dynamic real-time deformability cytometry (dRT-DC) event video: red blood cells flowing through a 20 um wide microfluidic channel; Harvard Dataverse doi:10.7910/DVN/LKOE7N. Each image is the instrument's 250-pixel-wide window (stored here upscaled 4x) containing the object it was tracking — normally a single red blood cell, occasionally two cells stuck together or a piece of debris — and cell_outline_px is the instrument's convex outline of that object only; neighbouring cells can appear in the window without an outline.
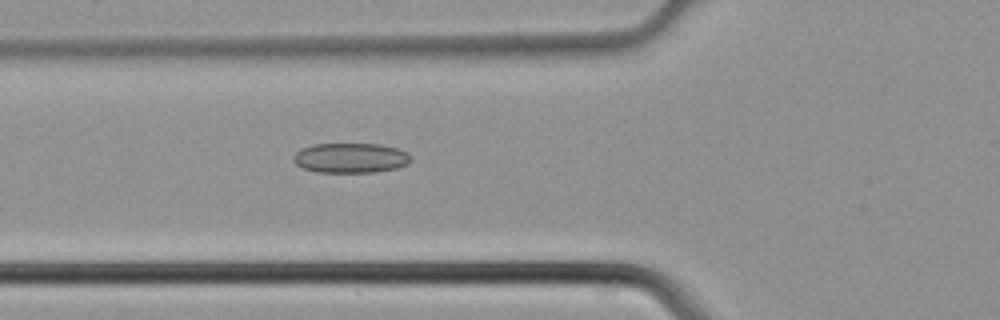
{"species": "common noctule bat (a hibernating species)", "species_latin": "Nyctalus noctula", "temperature_condition": "cold", "stored_images_in_passage": 44, "camera_frame_rate_fps": 3000, "um_per_image_px": 0.085, "animal": {"sex": "male", "body_mass_g": 21.5, "forearm_length_mm": 52.0}, "frame": {"image": 1, "passage_image": 16, "time_ms": 5.0, "image_size_px": [1000, 320], "cell_outline_px": [[412, 160], [408, 164], [396, 168], [372, 172], [316, 172], [304, 168], [296, 164], [292, 160], [292, 156], [300, 148], [312, 144], [380, 144], [396, 148], [408, 152], [412, 156]], "centroid_in_image_um": [29.79, 13.42], "position_along_channel_um": 96.0, "area_um2": 20.63}}
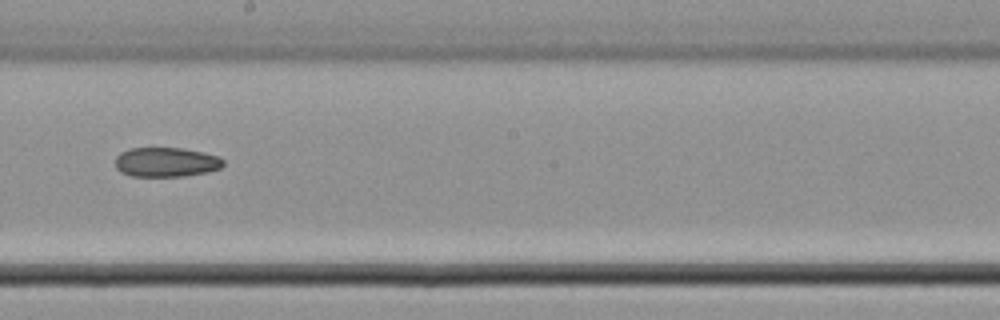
{"frame": {"image": 2, "passage_image": 25, "time_ms": 8.0, "image_size_px": [1000, 320], "cell_outline_px": [[224, 164], [220, 168], [208, 172], [184, 176], [132, 176], [120, 172], [116, 168], [116, 156], [120, 152], [128, 148], [180, 148], [204, 152], [216, 156], [224, 160]], "centroid_in_image_um": [14.1, 13.78], "position_along_channel_um": 234.1, "area_um2": 18.61}}
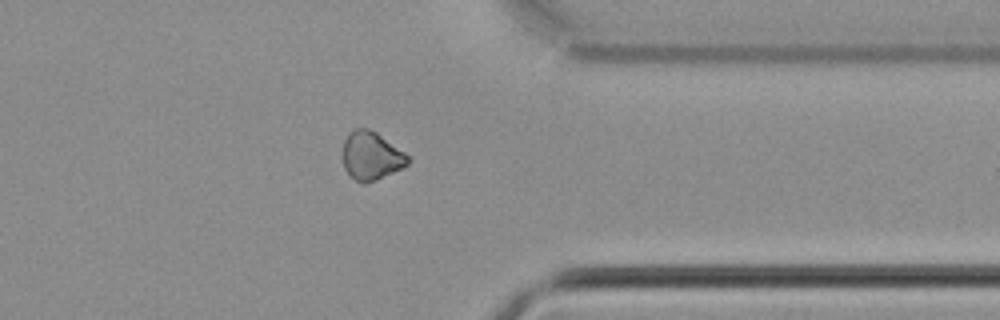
{"frame": {"image": 3, "passage_image": 35, "time_ms": 11.333, "image_size_px": [1000, 320], "cell_outline_px": [[408, 164], [404, 168], [376, 180], [364, 184], [356, 180], [344, 168], [340, 156], [344, 140], [348, 132], [352, 128], [368, 128], [376, 132], [404, 152], [408, 156]], "centroid_in_image_um": [31.5, 13.24], "position_along_channel_um": 379.9, "area_um2": 18.61}}